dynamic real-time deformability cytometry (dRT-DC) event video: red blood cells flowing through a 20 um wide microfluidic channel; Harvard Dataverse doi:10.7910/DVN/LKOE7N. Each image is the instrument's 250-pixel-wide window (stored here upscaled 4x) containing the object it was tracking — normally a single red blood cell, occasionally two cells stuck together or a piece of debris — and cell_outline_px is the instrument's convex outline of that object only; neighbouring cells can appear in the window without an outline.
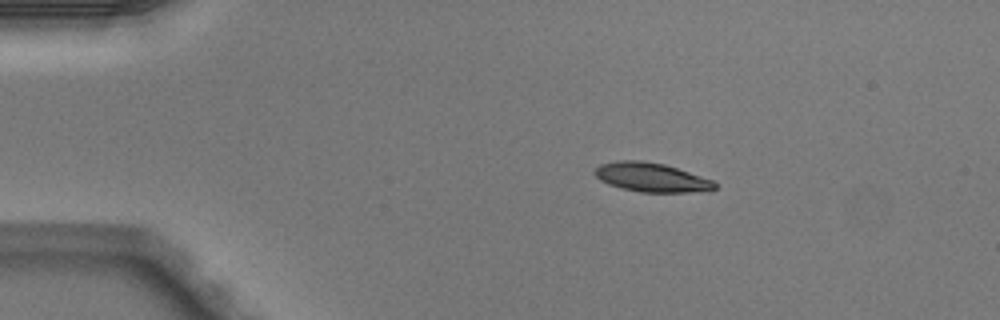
{"species": "Egyptian fruit bat (a non-hibernating species)", "species_latin": "Rousettus aegyptiacus", "temperature_condition": "warm", "stored_images_in_passage": 5, "camera_frame_rate_fps": 3000, "um_per_image_px": 0.085, "animal": {"sex": "male"}, "frame": {"image": 1, "passage_image": 1, "time_ms": 0.0, "image_size_px": [1000, 320], "cell_outline_px": [[716, 188], [688, 192], [640, 192], [620, 188], [608, 184], [600, 180], [592, 172], [600, 164], [616, 160], [640, 160], [664, 164], [712, 180], [716, 184]], "centroid_in_image_um": [55.28, 15.06], "position_along_channel_um": 29.7, "area_um2": 20.11}}
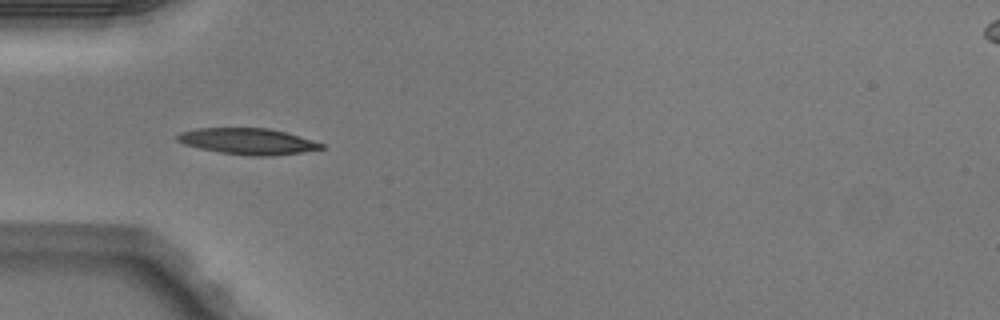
{"frame": {"image": 2, "passage_image": 3, "time_ms": 0.667, "image_size_px": [1000, 320], "cell_outline_px": [[324, 148], [304, 152], [272, 156], [248, 156], [220, 152], [200, 148], [184, 144], [176, 140], [176, 136], [180, 132], [196, 128], [268, 128], [284, 132], [312, 140], [324, 144]], "centroid_in_image_um": [21.05, 12.02], "position_along_channel_um": 63.9, "area_um2": 21.91}}
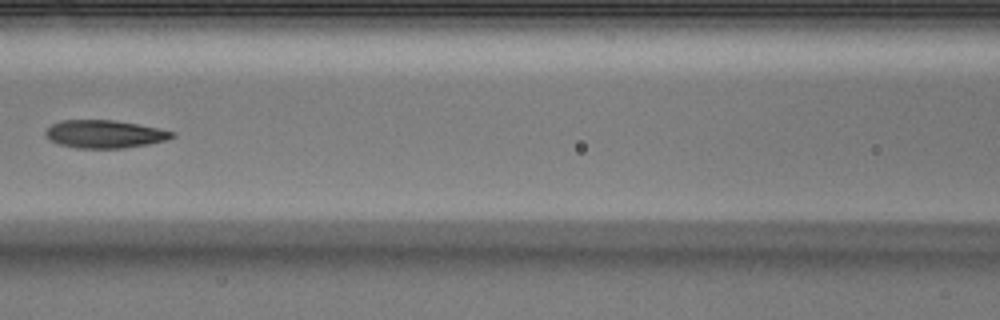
{"frame": {"image": 3, "passage_image": 5, "time_ms": 1.333, "image_size_px": [1000, 320], "cell_outline_px": [[176, 136], [164, 140], [148, 144], [124, 148], [76, 148], [60, 144], [48, 140], [44, 136], [44, 132], [52, 124], [60, 120], [116, 120], [176, 132]], "centroid_in_image_um": [8.85, 11.39], "position_along_channel_um": 157.8, "area_um2": 20.58}}